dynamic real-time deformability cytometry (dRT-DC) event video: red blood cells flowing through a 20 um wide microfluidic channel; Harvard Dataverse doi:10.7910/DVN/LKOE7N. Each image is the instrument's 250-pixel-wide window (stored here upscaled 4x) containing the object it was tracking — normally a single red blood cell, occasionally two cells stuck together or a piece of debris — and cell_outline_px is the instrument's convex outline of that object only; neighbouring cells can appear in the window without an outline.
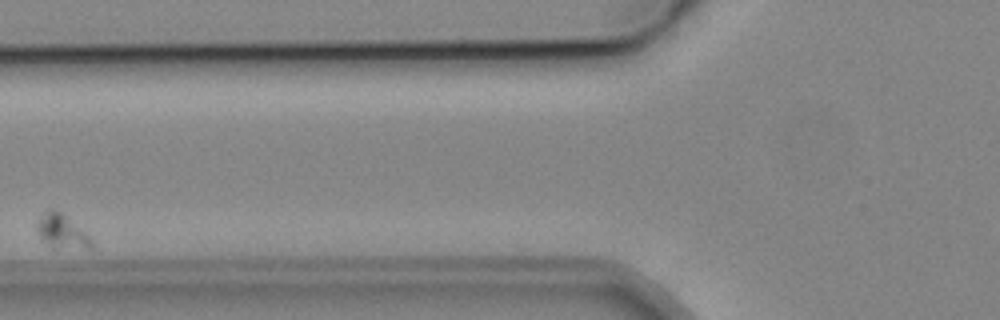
{"species": "common noctule bat (a hibernating species)", "species_latin": "Nyctalus noctula", "temperature_condition": "cold", "stored_images_in_passage": 8, "segment_of_instrument_passage": [1, 2], "camera_frame_rate_fps": 3000, "um_per_image_px": 0.085, "animal": {"sex": "male", "body_mass_g": 19.2, "forearm_length_mm": 51.8}, "frame": {"image": 1, "passage_image": 3, "time_ms": 3.667, "image_size_px": [1000, 320], "cell_outline_px": [[92, 248], [56, 248], [40, 240], [36, 232], [36, 220], [48, 208], [52, 208], [60, 212], [84, 232], [92, 240]], "centroid_in_image_um": [5.17, 19.67], "position_along_channel_um": 120.6, "area_um2": 10.69}}
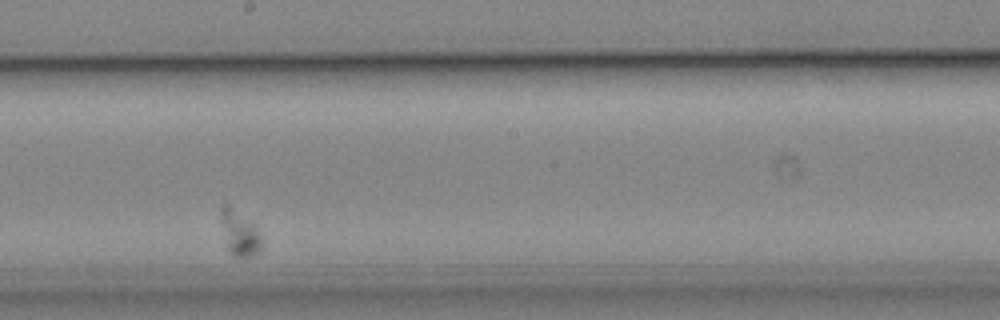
{"frame": {"image": 2, "passage_image": 6, "time_ms": 7.333, "image_size_px": [1000, 320], "cell_outline_px": [[260, 248], [252, 256], [236, 256], [228, 248], [220, 216], [220, 204], [228, 204], [256, 224], [260, 236]], "centroid_in_image_um": [20.35, 19.72], "position_along_channel_um": 227.8, "area_um2": 10.4}}
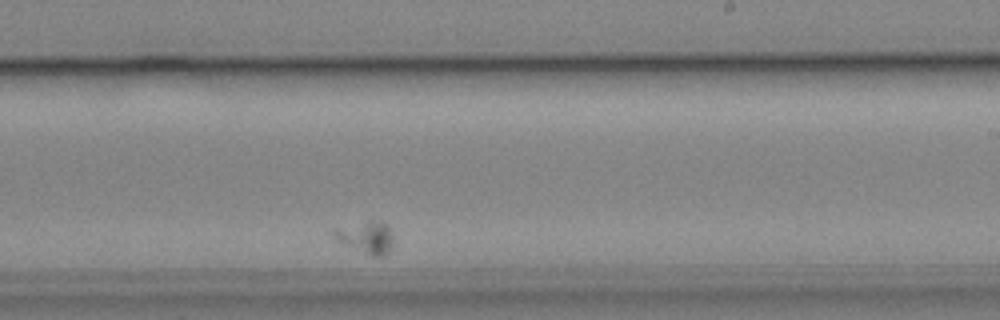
{"frame": {"image": 3, "passage_image": 7, "time_ms": 8.333, "image_size_px": [1000, 320], "cell_outline_px": [[392, 244], [388, 252], [384, 256], [372, 256], [332, 236], [332, 228], [372, 220], [380, 220], [388, 224], [392, 232]], "centroid_in_image_um": [31.16, 20.12], "position_along_channel_um": 257.8, "area_um2": 10.92}}